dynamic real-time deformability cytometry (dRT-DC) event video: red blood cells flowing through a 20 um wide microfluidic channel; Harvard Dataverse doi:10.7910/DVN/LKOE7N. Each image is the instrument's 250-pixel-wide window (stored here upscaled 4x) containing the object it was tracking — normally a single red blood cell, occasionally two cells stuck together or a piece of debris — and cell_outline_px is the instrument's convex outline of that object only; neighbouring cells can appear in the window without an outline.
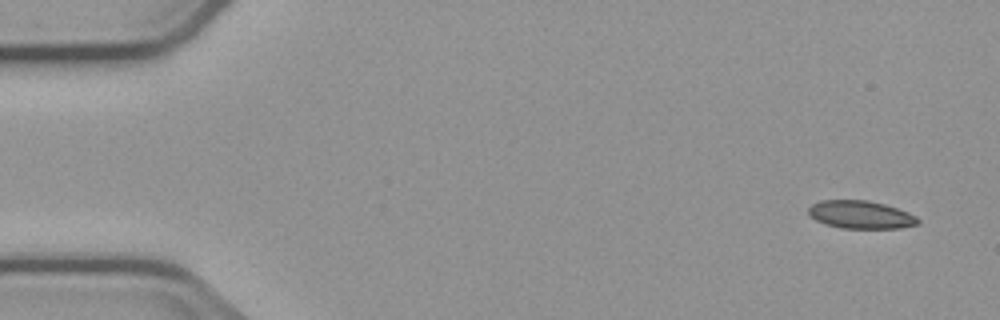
{"species": "common noctule bat (a hibernating species)", "species_latin": "Nyctalus noctula", "temperature_condition": "cold", "stored_images_in_passage": 7, "camera_frame_rate_fps": 3000, "um_per_image_px": 0.085, "animal": {"sex": "male", "body_mass_g": 23.1, "forearm_length_mm": 52.7}, "frame": {"image": 1, "passage_image": 1, "time_ms": 0.0, "image_size_px": [1000, 320], "cell_outline_px": [[920, 224], [900, 228], [840, 228], [824, 224], [808, 216], [808, 208], [812, 204], [820, 200], [868, 200], [884, 204], [908, 212], [916, 216], [920, 220]], "centroid_in_image_um": [73.14, 18.25], "position_along_channel_um": 11.9, "area_um2": 17.98}}
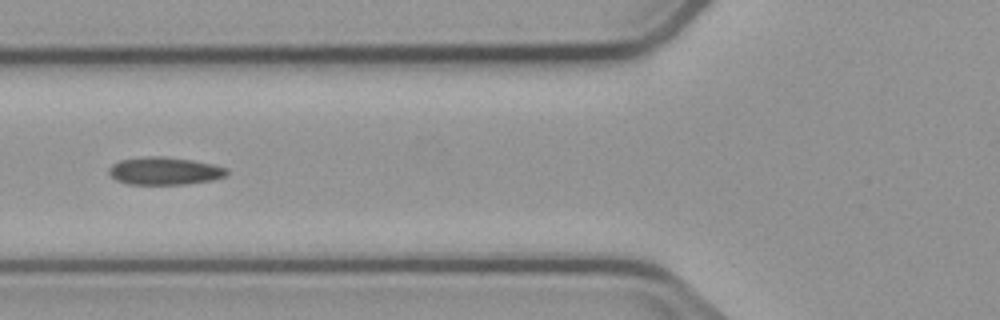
{"frame": {"image": 2, "passage_image": 6, "time_ms": 6.0, "image_size_px": [1000, 320], "cell_outline_px": [[228, 172], [224, 176], [212, 180], [184, 184], [128, 184], [116, 180], [108, 172], [108, 168], [112, 164], [120, 160], [144, 156], [164, 156], [192, 160], [212, 164], [228, 168]], "centroid_in_image_um": [13.96, 14.52], "position_along_channel_um": 111.8, "area_um2": 19.02}}
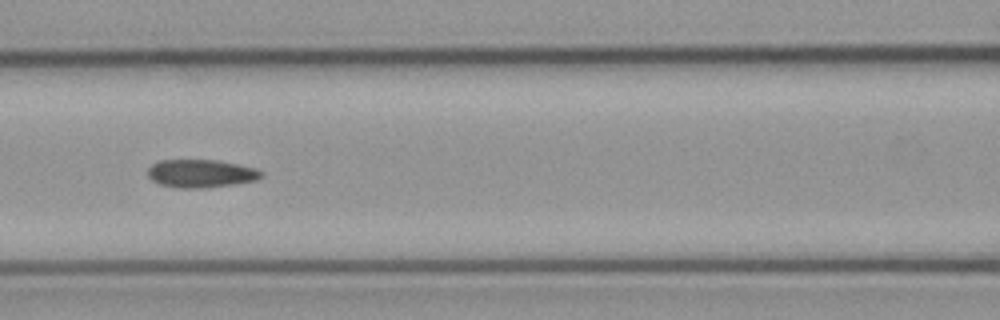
{"frame": {"image": 3, "passage_image": 7, "time_ms": 7.0, "image_size_px": [1000, 320], "cell_outline_px": [[264, 176], [256, 180], [208, 188], [180, 188], [160, 184], [152, 180], [148, 176], [148, 168], [152, 164], [160, 160], [216, 160], [256, 168], [264, 172]], "centroid_in_image_um": [17.09, 14.75], "position_along_channel_um": 149.5, "area_um2": 18.55}}